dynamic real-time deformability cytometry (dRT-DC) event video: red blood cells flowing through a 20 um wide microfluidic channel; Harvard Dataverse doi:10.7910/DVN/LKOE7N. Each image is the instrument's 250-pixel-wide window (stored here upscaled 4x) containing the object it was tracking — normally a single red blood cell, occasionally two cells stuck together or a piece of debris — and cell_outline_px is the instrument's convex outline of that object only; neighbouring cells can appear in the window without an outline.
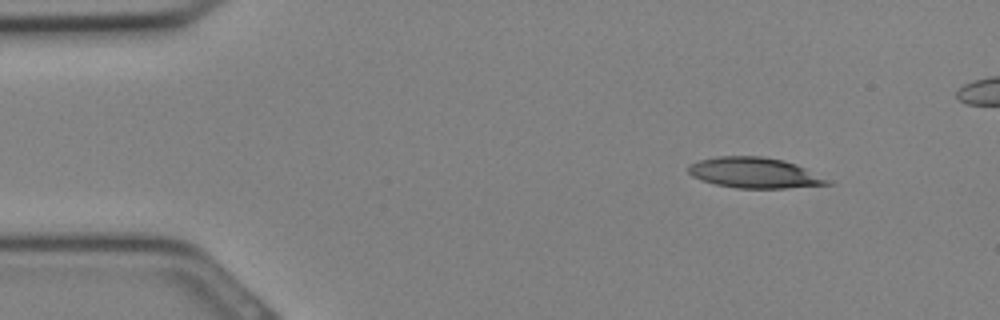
{"species": "Egyptian fruit bat (a non-hibernating species)", "species_latin": "Rousettus aegyptiacus", "temperature_condition": "cold", "stored_images_in_passage": 16, "camera_frame_rate_fps": 3000, "um_per_image_px": 0.085, "animal": {"sex": "female"}, "frame": {"image": 1, "passage_image": 1, "time_ms": 0.0, "image_size_px": [1000, 320], "cell_outline_px": [[836, 184], [788, 188], [740, 188], [716, 184], [692, 176], [688, 172], [688, 168], [692, 164], [700, 160], [716, 156], [764, 156], [784, 160], [796, 164]], "centroid_in_image_um": [64.16, 14.68], "position_along_channel_um": 20.8, "area_um2": 24.51}}
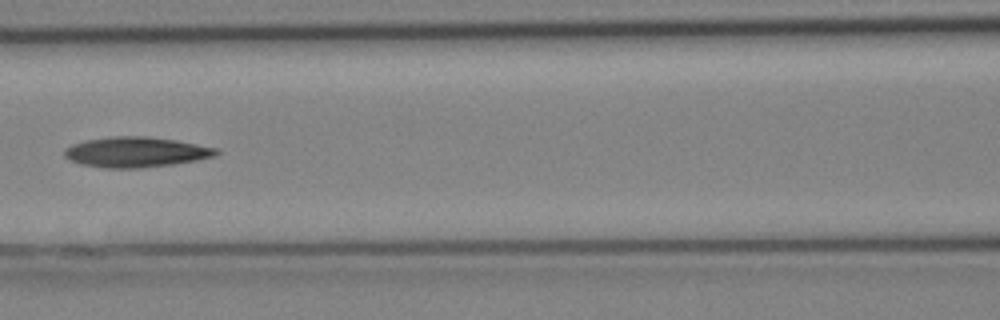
{"frame": {"image": 2, "passage_image": 11, "time_ms": 3.333, "image_size_px": [1000, 320], "cell_outline_px": [[220, 152], [216, 156], [196, 160], [172, 164], [140, 168], [104, 168], [80, 164], [64, 156], [64, 148], [72, 144], [84, 140], [112, 136], [148, 136], [176, 140], [216, 148]], "centroid_in_image_um": [11.53, 12.92], "position_along_channel_um": 155.1, "area_um2": 26.82}}
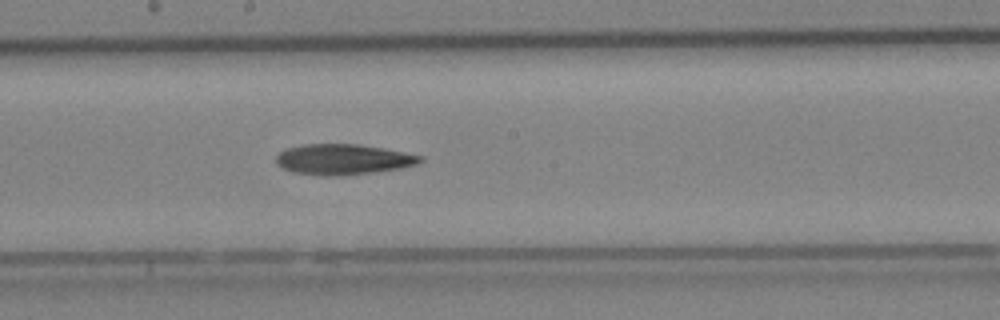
{"frame": {"image": 3, "passage_image": 14, "time_ms": 4.333, "image_size_px": [1000, 320], "cell_outline_px": [[424, 160], [416, 164], [400, 168], [372, 172], [336, 176], [324, 176], [292, 172], [276, 164], [276, 156], [280, 152], [288, 148], [304, 144], [356, 144], [384, 148], [424, 156]], "centroid_in_image_um": [29.16, 13.54], "position_along_channel_um": 219.0, "area_um2": 25.55}}